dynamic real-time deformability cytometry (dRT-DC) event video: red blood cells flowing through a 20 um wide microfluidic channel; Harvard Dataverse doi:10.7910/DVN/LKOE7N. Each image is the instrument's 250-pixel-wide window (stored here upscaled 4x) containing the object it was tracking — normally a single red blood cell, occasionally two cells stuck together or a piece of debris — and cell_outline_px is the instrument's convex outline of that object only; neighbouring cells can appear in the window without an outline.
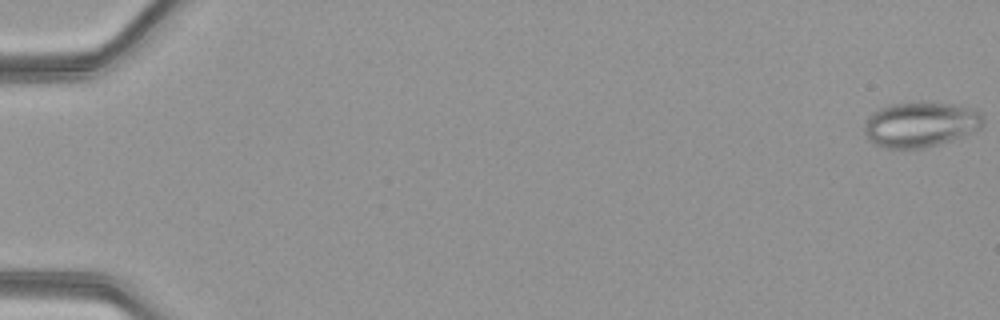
{"species": "common noctule bat (a hibernating species)", "species_latin": "Nyctalus noctula", "temperature_condition": "warm", "stored_images_in_passage": 51, "camera_frame_rate_fps": 3000, "um_per_image_px": 0.085, "animal": {"sex": "female", "body_mass_g": 21.9}, "frame": {"image": 1, "passage_image": 1, "time_ms": 0.0, "image_size_px": [1000, 320], "cell_outline_px": [[984, 124], [976, 132], [940, 144], [924, 148], [884, 148], [868, 140], [864, 132], [864, 124], [868, 116], [872, 112], [888, 104], [916, 100], [932, 100], [956, 104], [976, 108], [984, 116]], "centroid_in_image_um": [78.28, 10.53], "position_along_channel_um": 6.7, "area_um2": 32.6}}
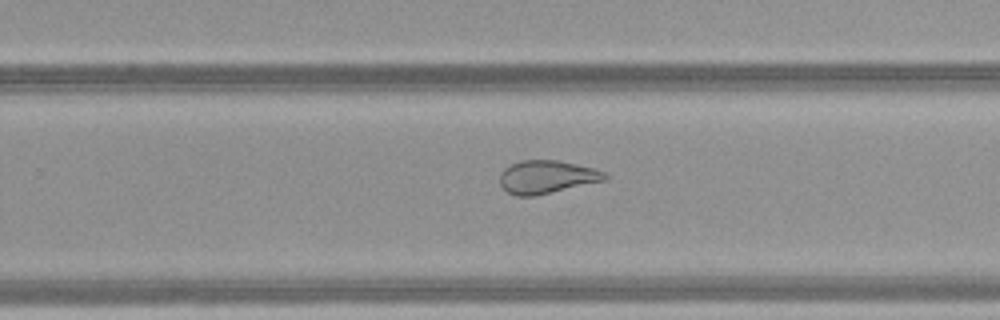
{"frame": {"image": 2, "passage_image": 34, "time_ms": 11.0, "image_size_px": [1000, 320], "cell_outline_px": [[608, 180], [536, 196], [516, 196], [508, 192], [500, 184], [500, 172], [504, 168], [520, 160], [556, 160], [576, 164], [592, 168], [604, 172], [608, 176]], "centroid_in_image_um": [46.48, 15.05], "position_along_channel_um": 283.3, "area_um2": 20.35}}
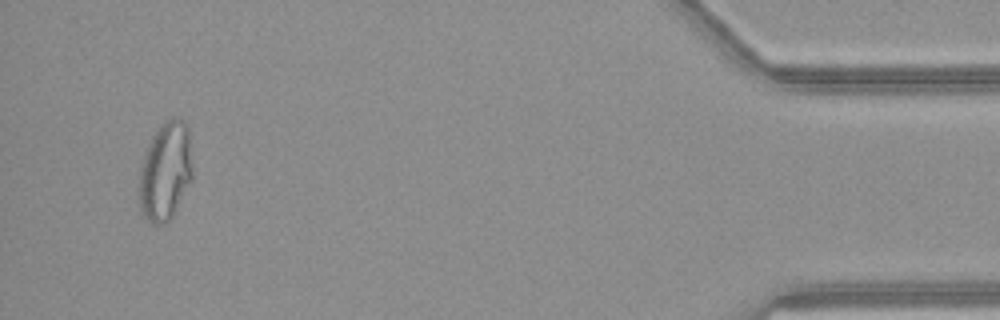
{"frame": {"image": 3, "passage_image": 49, "time_ms": 16.0, "image_size_px": [1000, 320], "cell_outline_px": [[192, 180], [172, 216], [168, 220], [160, 224], [152, 224], [144, 216], [140, 208], [140, 168], [148, 144], [152, 136], [168, 120], [184, 120], [188, 128], [192, 164]], "centroid_in_image_um": [14.07, 14.59], "position_along_channel_um": 421.1, "area_um2": 30.0}, "authors_computed_cell_mechanics": {"area_um2": 27.9752, "velocity_mm_per_s": 4.1988, "shape_relaxation_time_tau1_ms": null, "shape_relaxation_time_tau2_ms": 1.1858, "deformation_change_tau1": null, "deformation_change_tau2": 0.0812}}